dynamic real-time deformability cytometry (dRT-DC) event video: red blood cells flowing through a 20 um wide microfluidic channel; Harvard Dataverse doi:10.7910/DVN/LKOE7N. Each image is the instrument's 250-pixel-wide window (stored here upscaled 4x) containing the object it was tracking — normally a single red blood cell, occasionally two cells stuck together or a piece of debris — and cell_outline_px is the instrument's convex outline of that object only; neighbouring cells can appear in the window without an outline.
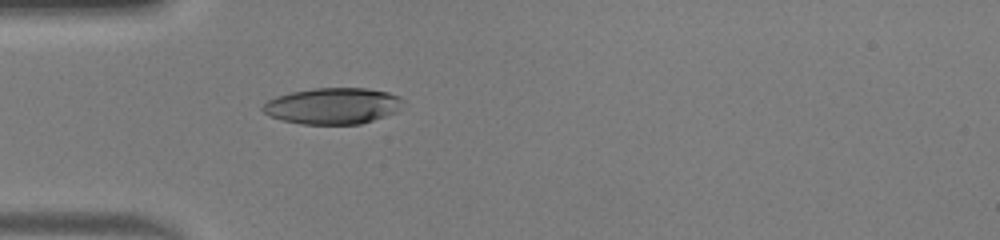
{"species": "human", "species_latin": "Homo sapiens", "temperature_condition": "warm", "stored_images_in_passage": 35, "camera_frame_rate_fps": 3000, "um_per_image_px": 0.085, "donor": {"sex": "male"}, "frame": {"image": 1, "passage_image": 1, "time_ms": 0.0, "image_size_px": [1000, 240], "cell_outline_px": [[404, 100], [400, 112], [360, 124], [300, 124], [284, 120], [272, 116], [264, 112], [260, 108], [268, 100], [276, 96], [292, 92], [316, 88], [364, 88], [388, 92], [400, 96]], "centroid_in_image_um": [28.35, 9.0], "position_along_channel_um": 56.6, "area_um2": 29.77}}
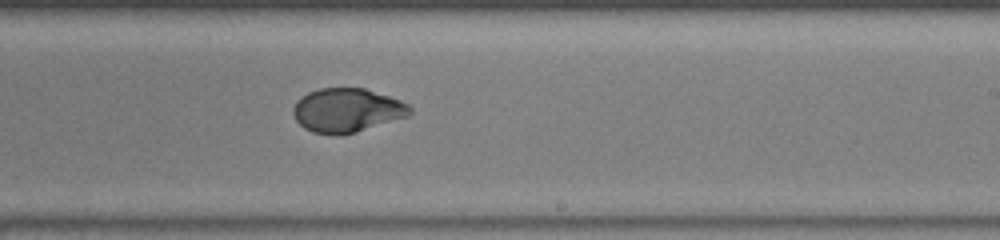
{"frame": {"image": 2, "passage_image": 16, "time_ms": 5.0, "image_size_px": [1000, 240], "cell_outline_px": [[412, 112], [408, 116], [356, 132], [340, 136], [332, 136], [312, 132], [304, 128], [296, 120], [292, 112], [292, 108], [296, 100], [300, 96], [308, 92], [320, 88], [364, 88], [400, 100], [408, 104], [412, 108]], "centroid_in_image_um": [29.45, 9.38], "position_along_channel_um": 259.5, "area_um2": 30.17}}
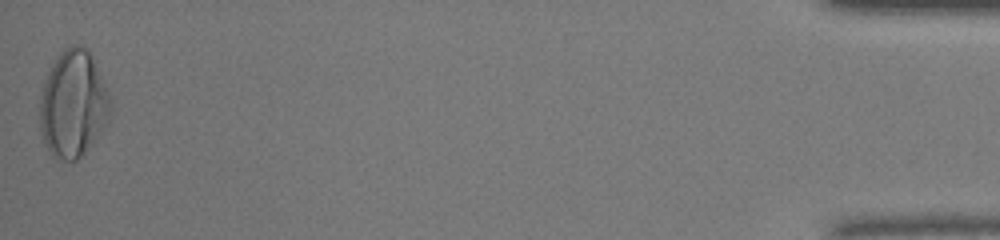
{"frame": {"image": 3, "passage_image": 35, "time_ms": 11.333, "image_size_px": [1000, 240], "cell_outline_px": [[112, 116], [104, 128], [92, 144], [76, 160], [60, 164], [52, 156], [44, 140], [40, 128], [40, 96], [44, 80], [48, 72], [60, 52], [72, 44], [80, 44], [88, 48], [108, 88], [112, 100]], "centroid_in_image_um": [6.25, 8.86], "position_along_channel_um": 428.9, "area_um2": 44.8}, "authors_computed_cell_mechanics": {"area_um2": 30.5184, "velocity_mm_per_s": 4.1871, "shape_relaxation_time_tau1_ms": 5.6451, "shape_relaxation_time_tau2_ms": 0.7836, "deformation_change_tau1": 0.2466, "deformation_change_tau2": 0.0397}}